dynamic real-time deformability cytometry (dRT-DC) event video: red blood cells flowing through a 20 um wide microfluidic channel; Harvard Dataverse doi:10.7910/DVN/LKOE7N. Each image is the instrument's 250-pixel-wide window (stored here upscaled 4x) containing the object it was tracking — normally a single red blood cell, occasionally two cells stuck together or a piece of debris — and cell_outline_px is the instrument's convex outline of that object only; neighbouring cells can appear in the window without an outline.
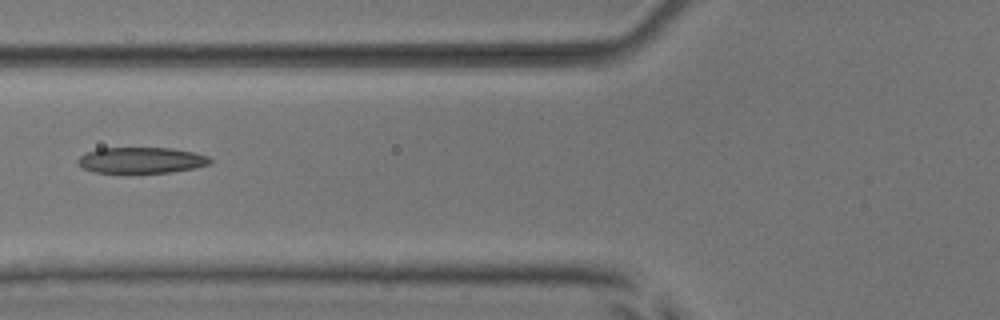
{"species": "common noctule bat (a hibernating species)", "species_latin": "Nyctalus noctula", "temperature_condition": "room temperature", "stored_images_in_passage": 6, "camera_frame_rate_fps": 3000, "um_per_image_px": 0.085, "animal": {"sex": "male", "body_mass_g": 17.9, "forearm_length_mm": 54.2}, "frame": {"image": 1, "passage_image": 6, "time_ms": 6.667, "image_size_px": [1000, 320], "cell_outline_px": [[212, 164], [196, 168], [172, 172], [96, 172], [84, 168], [76, 164], [76, 160], [80, 156], [88, 152], [100, 148], [172, 148], [192, 152], [208, 156], [212, 160]], "centroid_in_image_um": [12.04, 13.61], "position_along_channel_um": 113.8, "area_um2": 19.94}}